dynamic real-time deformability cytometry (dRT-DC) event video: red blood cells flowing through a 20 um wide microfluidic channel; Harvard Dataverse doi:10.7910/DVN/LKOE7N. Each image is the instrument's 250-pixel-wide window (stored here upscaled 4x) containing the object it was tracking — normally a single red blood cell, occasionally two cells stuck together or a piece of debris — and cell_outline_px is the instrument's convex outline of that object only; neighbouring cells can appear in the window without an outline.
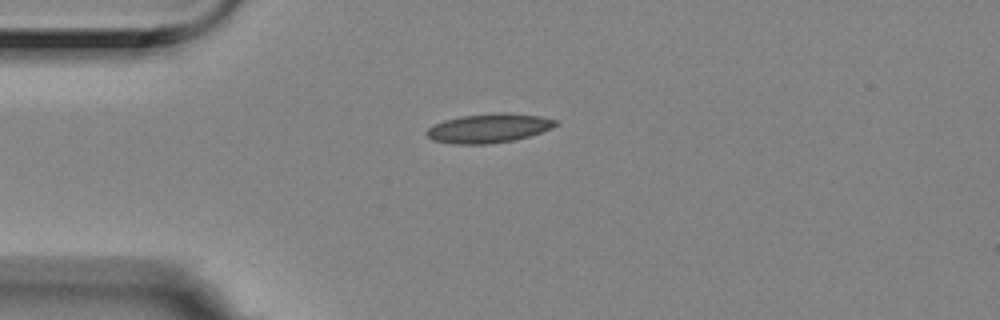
{"species": "Egyptian fruit bat (a non-hibernating species)", "species_latin": "Rousettus aegyptiacus", "temperature_condition": "room temperature", "stored_images_in_passage": 2, "camera_frame_rate_fps": 3000, "um_per_image_px": 0.085, "animal": {"sex": "female"}, "frame": {"image": 1, "passage_image": 1, "time_ms": 0.0, "image_size_px": [1000, 320], "cell_outline_px": [[560, 124], [552, 128], [528, 136], [512, 140], [484, 144], [452, 144], [432, 140], [424, 132], [432, 124], [444, 120], [460, 116], [504, 112], [540, 116], [560, 120]], "centroid_in_image_um": [41.54, 10.89], "position_along_channel_um": 43.5, "area_um2": 21.96}}